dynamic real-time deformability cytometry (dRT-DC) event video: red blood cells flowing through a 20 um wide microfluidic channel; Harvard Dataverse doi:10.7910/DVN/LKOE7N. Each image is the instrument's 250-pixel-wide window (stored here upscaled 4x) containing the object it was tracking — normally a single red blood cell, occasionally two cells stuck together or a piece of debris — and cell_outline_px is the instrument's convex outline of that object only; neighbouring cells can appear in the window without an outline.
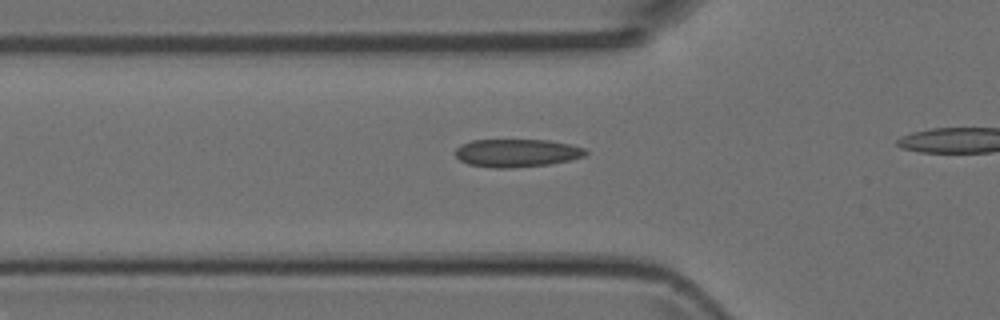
{"species": "Egyptian fruit bat (a non-hibernating species)", "species_latin": "Rousettus aegyptiacus", "temperature_condition": "room temperature", "stored_images_in_passage": 13, "camera_frame_rate_fps": 3000, "um_per_image_px": 0.085, "animal": {"sex": "female"}, "frame": {"image": 1, "passage_image": 8, "time_ms": 2.333, "image_size_px": [1000, 320], "cell_outline_px": [[588, 152], [584, 156], [568, 160], [548, 164], [512, 168], [492, 168], [468, 164], [460, 160], [456, 156], [456, 148], [460, 144], [472, 140], [548, 140], [568, 144], [584, 148]], "centroid_in_image_um": [43.89, 13.0], "position_along_channel_um": 81.9, "area_um2": 21.15}}
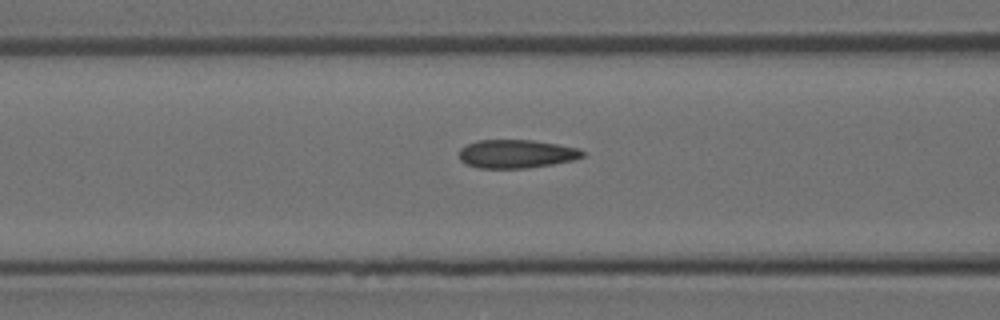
{"frame": {"image": 2, "passage_image": 11, "time_ms": 3.333, "image_size_px": [1000, 320], "cell_outline_px": [[584, 156], [572, 160], [552, 164], [528, 168], [480, 168], [468, 164], [460, 160], [460, 148], [476, 140], [532, 140], [580, 148], [584, 152]], "centroid_in_image_um": [43.9, 13.07], "position_along_channel_um": 122.7, "area_um2": 20.35}}